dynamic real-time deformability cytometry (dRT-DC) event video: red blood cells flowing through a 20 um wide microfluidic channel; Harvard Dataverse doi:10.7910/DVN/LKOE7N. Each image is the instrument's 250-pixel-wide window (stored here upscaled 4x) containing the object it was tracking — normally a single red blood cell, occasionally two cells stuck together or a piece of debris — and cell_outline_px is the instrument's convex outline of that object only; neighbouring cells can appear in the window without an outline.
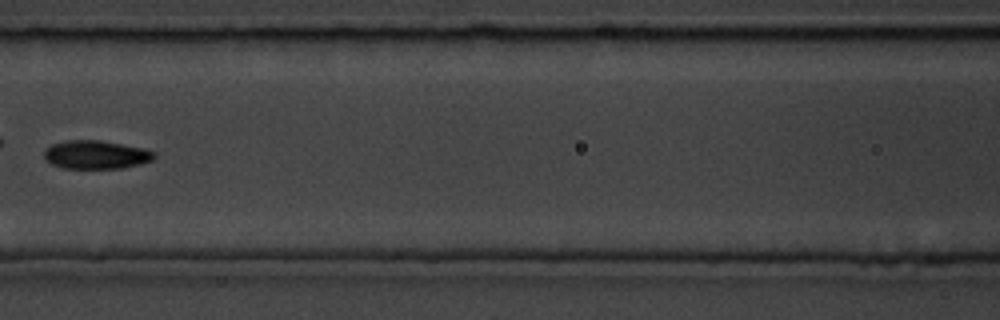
{"species": "common noctule bat (a hibernating species)", "species_latin": "Nyctalus noctula", "temperature_condition": "room temperature", "stored_images_in_passage": 8, "camera_frame_rate_fps": 3000, "um_per_image_px": 0.085, "animal": {"sex": "male", "body_mass_g": 19.5, "forearm_length_mm": 54.6}, "frame": {"image": 1, "passage_image": 7, "time_ms": 7.0, "image_size_px": [1000, 320], "cell_outline_px": [[156, 156], [152, 160], [140, 164], [124, 168], [64, 168], [52, 164], [44, 160], [44, 152], [52, 144], [68, 140], [100, 140], [144, 148], [156, 152]], "centroid_in_image_um": [8.18, 13.15], "position_along_channel_um": 158.4, "area_um2": 18.26}}